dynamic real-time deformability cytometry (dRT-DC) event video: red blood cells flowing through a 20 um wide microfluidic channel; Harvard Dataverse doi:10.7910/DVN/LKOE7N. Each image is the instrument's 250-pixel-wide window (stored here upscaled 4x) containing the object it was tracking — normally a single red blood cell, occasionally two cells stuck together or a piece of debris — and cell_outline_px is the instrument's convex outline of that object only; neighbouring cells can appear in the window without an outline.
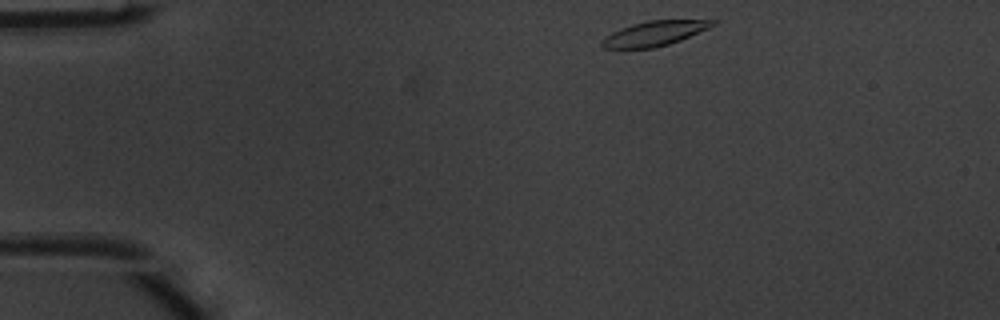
{"species": "common noctule bat (a hibernating species)", "species_latin": "Nyctalus noctula", "temperature_condition": "warm", "stored_images_in_passage": 43, "camera_frame_rate_fps": 3000, "um_per_image_px": 0.085, "animal": {"sex": "male", "body_mass_g": 20.1, "forearm_length_mm": 53.5}, "frame": {"image": 1, "passage_image": 1, "time_ms": 0.0, "image_size_px": [1000, 320], "cell_outline_px": [[720, 20], [716, 24], [708, 28], [680, 40], [668, 44], [652, 48], [604, 48], [600, 44], [612, 32], [620, 28], [632, 24], [648, 20]], "centroid_in_image_um": [55.65, 2.83], "position_along_channel_um": 29.3, "area_um2": 15.72}}
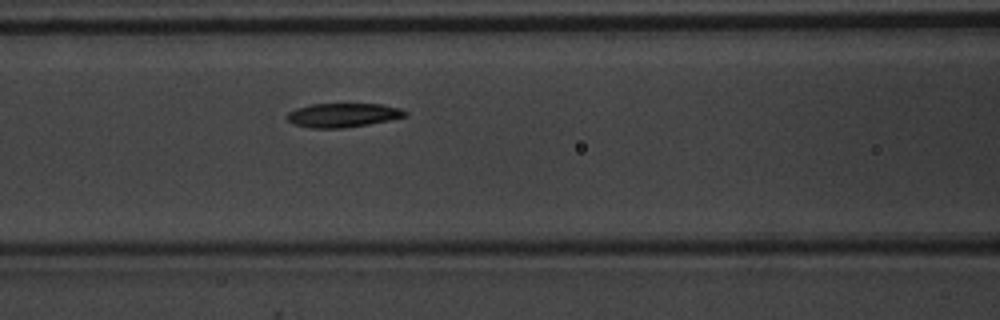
{"frame": {"image": 2, "passage_image": 14, "time_ms": 4.333, "image_size_px": [1000, 320], "cell_outline_px": [[408, 116], [368, 124], [340, 128], [308, 128], [296, 124], [288, 120], [288, 112], [296, 108], [312, 104], [380, 104], [400, 108], [408, 112]], "centroid_in_image_um": [29.17, 9.78], "position_along_channel_um": 137.4, "area_um2": 16.36}}
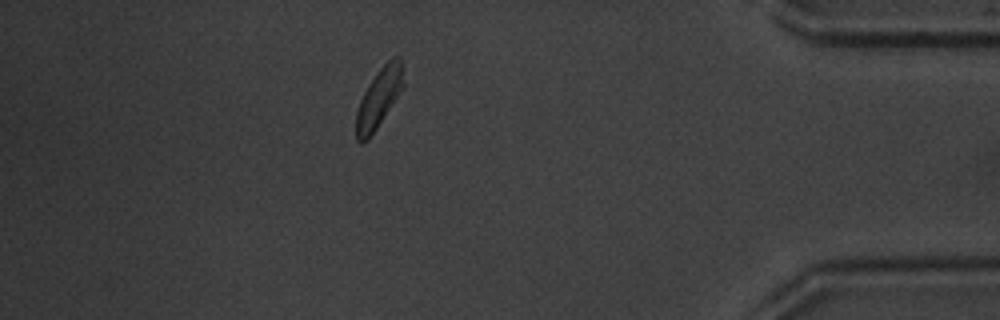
{"frame": {"image": 3, "passage_image": 37, "time_ms": 12.0, "image_size_px": [1000, 320], "cell_outline_px": [[404, 88], [368, 140], [360, 144], [356, 140], [356, 112], [360, 100], [368, 84], [380, 68], [392, 56], [400, 56], [404, 64]], "centroid_in_image_um": [32.24, 8.3], "position_along_channel_um": 403.0, "area_um2": 16.65}, "authors_computed_cell_mechanics": {"area_um2": 16.8776, "velocity_mm_per_s": 3.9672, "shape_relaxation_time_tau1_ms": 2.7902, "shape_relaxation_time_tau2_ms": 2.6359, "deformation_change_tau1": 0.1252, "deformation_change_tau2": 0.0892}}